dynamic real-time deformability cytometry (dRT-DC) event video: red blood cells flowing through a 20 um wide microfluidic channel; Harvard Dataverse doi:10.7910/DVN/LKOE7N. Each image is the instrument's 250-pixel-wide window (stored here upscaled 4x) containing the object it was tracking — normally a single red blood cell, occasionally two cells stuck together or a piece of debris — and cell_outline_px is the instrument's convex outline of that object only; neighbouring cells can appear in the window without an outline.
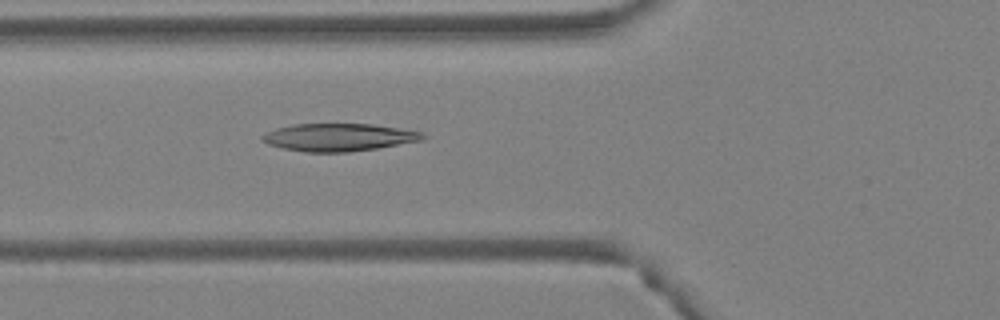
{"species": "Egyptian fruit bat (a non-hibernating species)", "species_latin": "Rousettus aegyptiacus", "temperature_condition": "warm", "stored_images_in_passage": 37, "camera_frame_rate_fps": 3000, "um_per_image_px": 0.085, "animal": {"sex": "female"}, "frame": {"image": 1, "passage_image": 9, "time_ms": 2.667, "image_size_px": [1000, 320], "cell_outline_px": [[428, 136], [424, 140], [376, 148], [348, 152], [304, 152], [284, 148], [268, 144], [260, 140], [260, 136], [276, 128], [292, 124], [372, 124], [424, 132]], "centroid_in_image_um": [28.81, 11.67], "position_along_channel_um": 97.0, "area_um2": 25.89}}
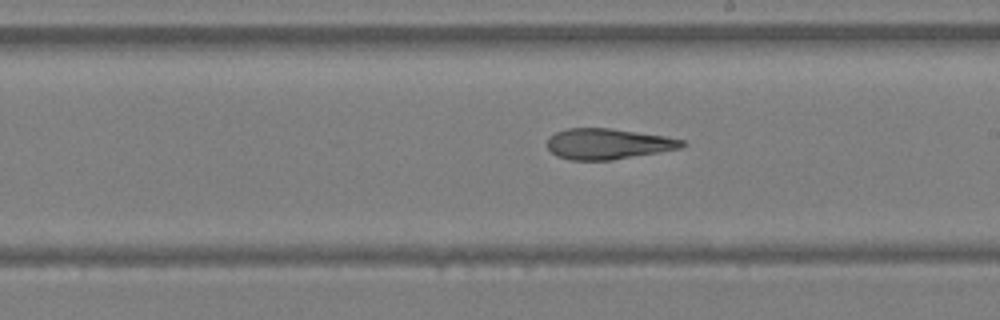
{"frame": {"image": 2, "passage_image": 19, "time_ms": 6.0, "image_size_px": [1000, 320], "cell_outline_px": [[688, 144], [680, 148], [660, 152], [612, 160], [572, 160], [556, 156], [548, 148], [548, 136], [556, 132], [568, 128], [608, 128], [664, 136], [684, 140]], "centroid_in_image_um": [51.67, 12.23], "position_along_channel_um": 237.3, "area_um2": 24.04}}
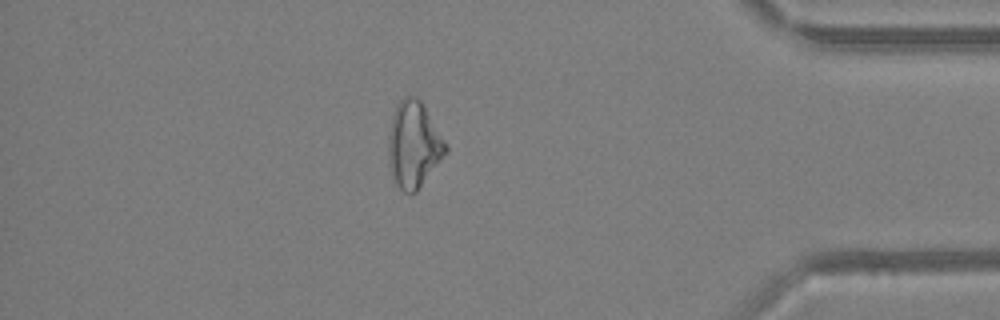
{"frame": {"image": 3, "passage_image": 33, "time_ms": 10.667, "image_size_px": [1000, 320], "cell_outline_px": [[448, 152], [416, 192], [412, 196], [404, 192], [396, 184], [388, 164], [388, 136], [392, 116], [396, 104], [404, 96], [416, 96], [420, 100], [448, 144]], "centroid_in_image_um": [35.17, 12.31], "position_along_channel_um": 400.0, "area_um2": 29.07}, "authors_computed_cell_mechanics": {"area_um2": 25.6054, "velocity_mm_per_s": 4.2076, "shape_relaxation_time_tau1_ms": null, "shape_relaxation_time_tau2_ms": 6.2142, "deformation_change_tau1": null, "deformation_change_tau2": 0.1801}}